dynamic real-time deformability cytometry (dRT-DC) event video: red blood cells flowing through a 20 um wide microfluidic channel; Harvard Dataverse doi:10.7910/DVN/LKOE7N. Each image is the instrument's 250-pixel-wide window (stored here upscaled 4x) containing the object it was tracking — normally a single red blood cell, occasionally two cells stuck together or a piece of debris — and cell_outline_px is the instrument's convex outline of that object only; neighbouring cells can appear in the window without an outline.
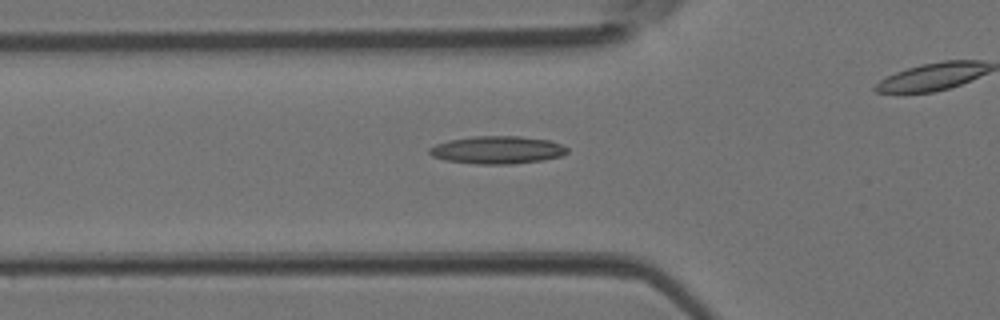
{"species": "Egyptian fruit bat (a non-hibernating species)", "species_latin": "Rousettus aegyptiacus", "temperature_condition": "room temperature", "stored_images_in_passage": 37, "camera_frame_rate_fps": 3000, "um_per_image_px": 0.085, "animal": {"sex": "female"}, "frame": {"image": 1, "passage_image": 16, "time_ms": 5.0, "image_size_px": [1000, 320], "cell_outline_px": [[568, 152], [560, 156], [544, 160], [512, 164], [476, 164], [444, 160], [432, 156], [428, 152], [428, 148], [436, 144], [448, 140], [472, 136], [520, 136], [548, 140], [560, 144], [568, 148]], "centroid_in_image_um": [42.24, 12.74], "position_along_channel_um": 83.6, "area_um2": 22.37}}
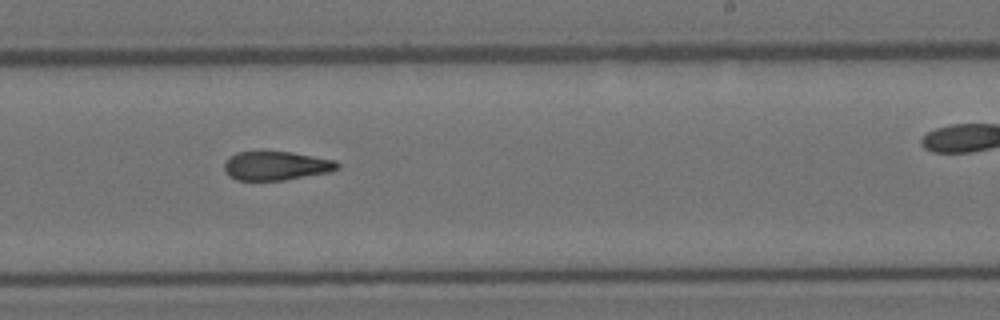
{"frame": {"image": 2, "passage_image": 28, "time_ms": 9.0, "image_size_px": [1000, 320], "cell_outline_px": [[340, 168], [332, 172], [284, 180], [236, 180], [224, 168], [224, 164], [228, 156], [236, 152], [260, 148], [292, 152], [336, 160], [340, 164]], "centroid_in_image_um": [23.49, 14.03], "position_along_channel_um": 265.5, "area_um2": 19.88}}
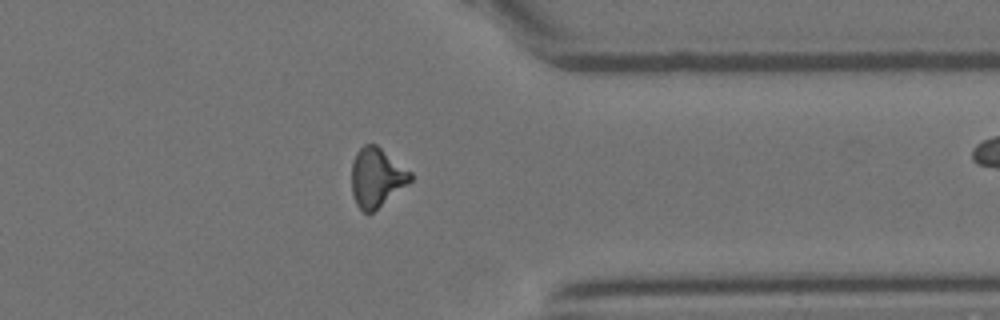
{"frame": {"image": 3, "passage_image": 36, "time_ms": 11.667, "image_size_px": [1000, 320], "cell_outline_px": [[412, 180], [408, 184], [372, 212], [364, 212], [356, 204], [352, 192], [352, 160], [356, 152], [364, 144], [376, 144], [412, 172]], "centroid_in_image_um": [32.01, 15.06], "position_along_channel_um": 379.4, "area_um2": 20.11}}